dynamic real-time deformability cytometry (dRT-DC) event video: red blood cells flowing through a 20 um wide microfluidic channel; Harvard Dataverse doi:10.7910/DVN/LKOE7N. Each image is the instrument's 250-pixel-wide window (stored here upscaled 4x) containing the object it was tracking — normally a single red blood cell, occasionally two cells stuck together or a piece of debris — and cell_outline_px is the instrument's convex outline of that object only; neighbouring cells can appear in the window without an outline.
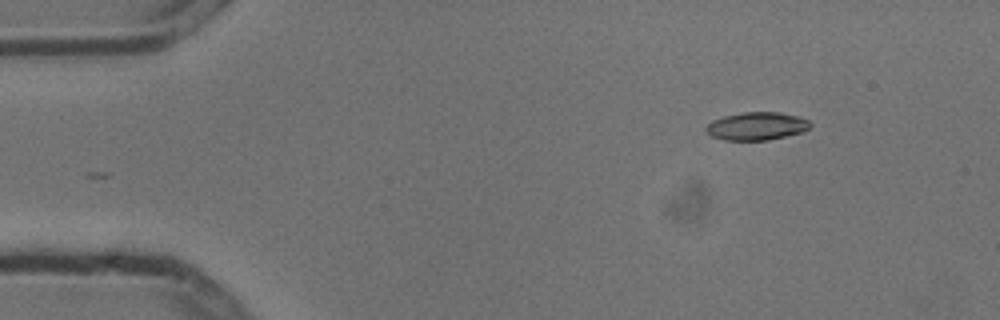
{"species": "common noctule bat (a hibernating species)", "species_latin": "Nyctalus noctula", "temperature_condition": "cold", "stored_images_in_passage": 2, "camera_frame_rate_fps": 3000, "um_per_image_px": 0.085, "animal": {"sex": "male", "body_mass_g": 13.3}, "frame": {"image": 1, "passage_image": 2, "time_ms": 0.333, "image_size_px": [1000, 320], "cell_outline_px": [[812, 124], [808, 128], [800, 132], [768, 140], [724, 140], [712, 136], [704, 128], [712, 120], [724, 116], [744, 112], [780, 112], [796, 116], [808, 120]], "centroid_in_image_um": [64.29, 10.71], "position_along_channel_um": 20.7, "area_um2": 16.76}}